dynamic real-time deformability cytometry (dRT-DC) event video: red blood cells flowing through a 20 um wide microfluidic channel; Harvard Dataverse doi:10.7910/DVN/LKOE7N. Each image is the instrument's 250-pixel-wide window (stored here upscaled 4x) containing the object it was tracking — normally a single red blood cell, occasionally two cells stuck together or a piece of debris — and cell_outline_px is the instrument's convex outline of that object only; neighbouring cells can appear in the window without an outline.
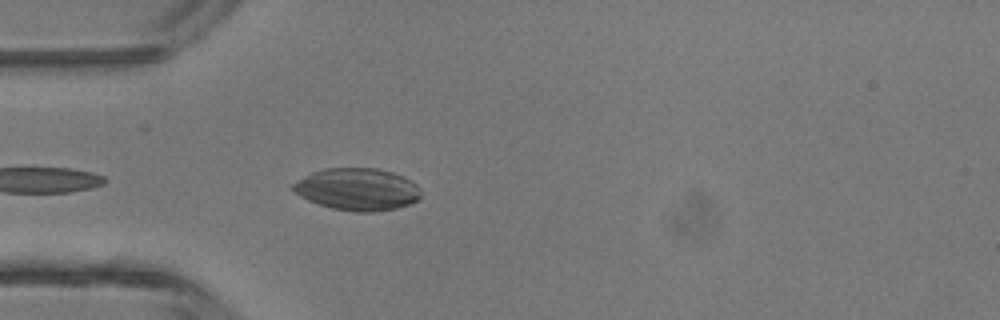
{"species": "common noctule bat (a hibernating species)", "species_latin": "Nyctalus noctula", "temperature_condition": "room temperature", "stored_images_in_passage": 4, "camera_frame_rate_fps": 3000, "um_per_image_px": 0.085, "animal": {"sex": "male", "body_mass_g": 13.3}, "frame": {"image": 1, "passage_image": 4, "time_ms": 1.0, "image_size_px": [1000, 320], "cell_outline_px": [[420, 196], [416, 200], [408, 204], [396, 208], [376, 212], [356, 212], [332, 208], [308, 200], [300, 196], [288, 188], [292, 184], [304, 176], [312, 172], [324, 168], [376, 168], [392, 172], [404, 176], [412, 180], [416, 184], [420, 192]], "centroid_in_image_um": [30.35, 16.08], "position_along_channel_um": 54.6, "area_um2": 31.5}}